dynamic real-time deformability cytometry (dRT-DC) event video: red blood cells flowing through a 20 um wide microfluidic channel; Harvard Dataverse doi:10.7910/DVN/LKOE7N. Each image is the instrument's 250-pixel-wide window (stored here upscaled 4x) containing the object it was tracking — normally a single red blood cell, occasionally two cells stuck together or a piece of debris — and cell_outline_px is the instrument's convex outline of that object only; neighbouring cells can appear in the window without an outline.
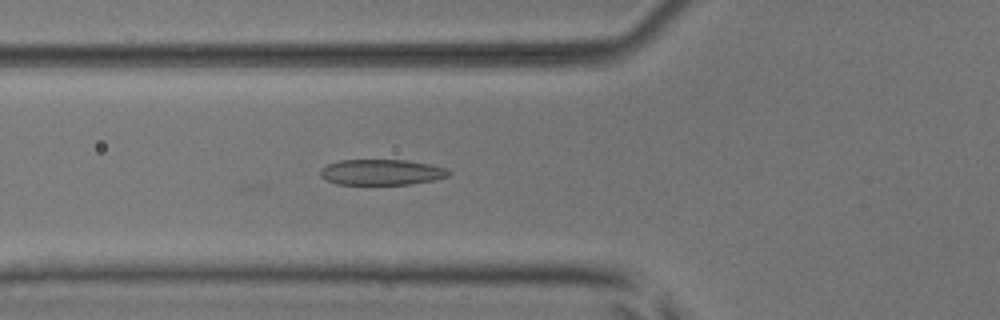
{"species": "common noctule bat (a hibernating species)", "species_latin": "Nyctalus noctula", "temperature_condition": "room temperature", "stored_images_in_passage": 4, "camera_frame_rate_fps": 3000, "um_per_image_px": 0.085, "animal": {"sex": "male", "body_mass_g": 17.9, "forearm_length_mm": 54.2}, "frame": {"image": 1, "passage_image": 4, "time_ms": 3.333, "image_size_px": [1000, 320], "cell_outline_px": [[452, 172], [448, 176], [432, 180], [408, 184], [336, 184], [320, 176], [320, 168], [328, 164], [340, 160], [408, 160], [448, 168]], "centroid_in_image_um": [32.43, 14.63], "position_along_channel_um": 93.4, "area_um2": 19.13}}